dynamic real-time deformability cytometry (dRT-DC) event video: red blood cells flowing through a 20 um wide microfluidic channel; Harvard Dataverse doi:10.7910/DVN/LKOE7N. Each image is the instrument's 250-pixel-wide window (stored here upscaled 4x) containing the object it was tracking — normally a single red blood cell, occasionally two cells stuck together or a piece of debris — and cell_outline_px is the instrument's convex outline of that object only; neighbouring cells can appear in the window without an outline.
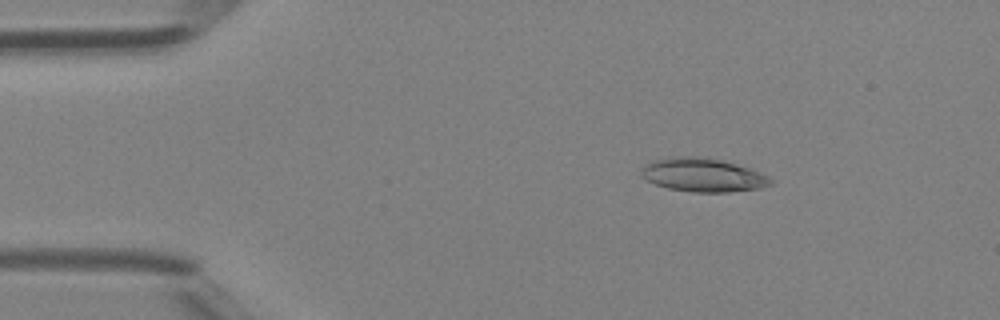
{"species": "Egyptian fruit bat (a non-hibernating species)", "species_latin": "Rousettus aegyptiacus", "temperature_condition": "room temperature", "stored_images_in_passage": 41, "camera_frame_rate_fps": 3000, "um_per_image_px": 0.085, "animal": {"sex": "female"}, "frame": {"image": 1, "passage_image": 1, "time_ms": 0.0, "image_size_px": [1000, 320], "cell_outline_px": [[776, 180], [772, 184], [760, 188], [728, 192], [692, 192], [668, 188], [644, 180], [640, 176], [640, 172], [652, 160], [676, 156], [704, 156], [736, 164], [748, 168], [768, 176]], "centroid_in_image_um": [59.75, 14.87], "position_along_channel_um": 25.3, "area_um2": 25.37}}
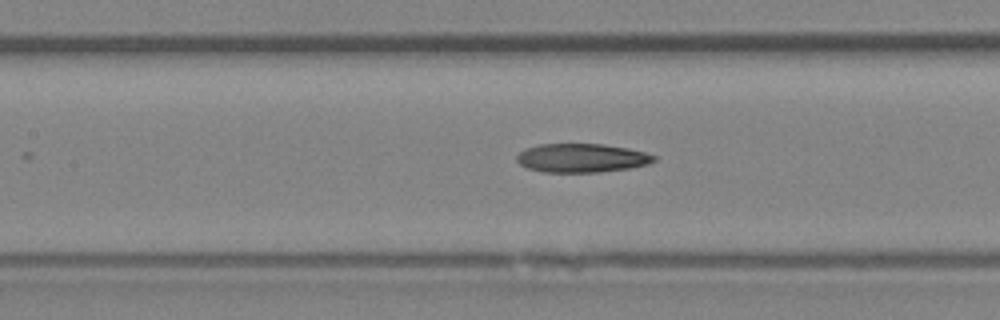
{"frame": {"image": 2, "passage_image": 15, "time_ms": 4.667, "image_size_px": [1000, 320], "cell_outline_px": [[656, 160], [648, 164], [632, 168], [600, 172], [544, 172], [528, 168], [520, 164], [516, 160], [516, 156], [524, 148], [540, 144], [604, 144], [628, 148], [644, 152], [656, 156]], "centroid_in_image_um": [49.45, 13.43], "position_along_channel_um": 158.0, "area_um2": 23.12}}
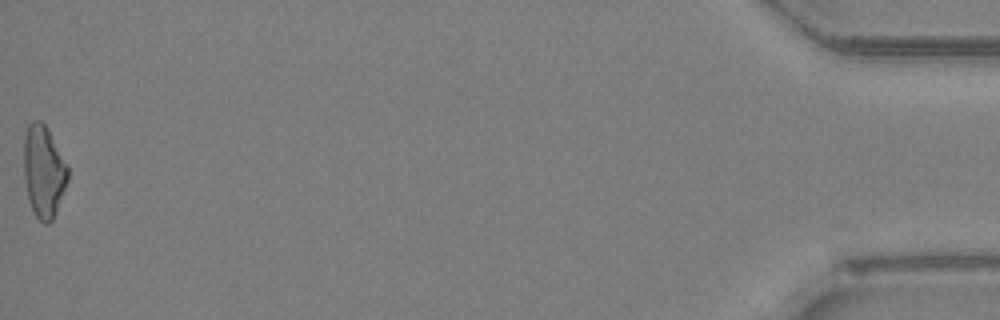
{"frame": {"image": 3, "passage_image": 41, "time_ms": 13.333, "image_size_px": [1000, 320], "cell_outline_px": [[68, 180], [56, 212], [52, 220], [48, 224], [44, 224], [36, 216], [28, 200], [24, 176], [24, 136], [28, 124], [32, 120], [40, 120], [48, 128], [68, 168]], "centroid_in_image_um": [3.7, 14.56], "position_along_channel_um": 431.5, "area_um2": 23.52}}